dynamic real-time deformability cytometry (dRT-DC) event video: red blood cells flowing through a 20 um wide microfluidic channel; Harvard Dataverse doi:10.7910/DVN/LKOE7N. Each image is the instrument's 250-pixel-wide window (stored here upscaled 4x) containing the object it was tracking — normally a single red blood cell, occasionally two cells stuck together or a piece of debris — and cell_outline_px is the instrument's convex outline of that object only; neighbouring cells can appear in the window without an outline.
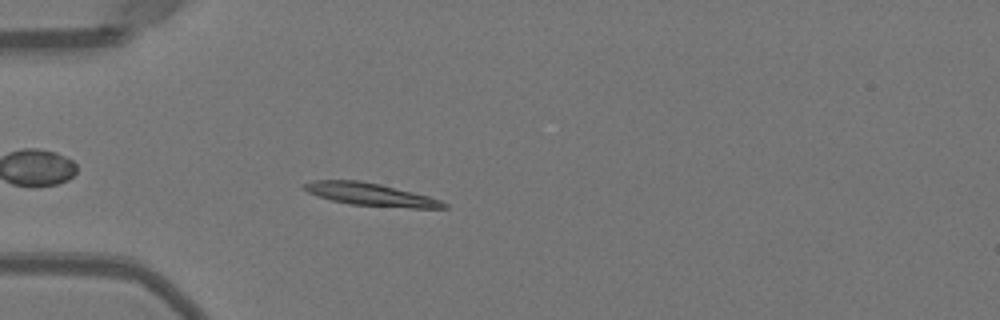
{"species": "Egyptian fruit bat (a non-hibernating species)", "species_latin": "Rousettus aegyptiacus", "temperature_condition": "warm", "stored_images_in_passage": 42, "camera_frame_rate_fps": 3000, "um_per_image_px": 0.085, "animal": {"sex": "female"}, "frame": {"image": 1, "passage_image": 6, "time_ms": 1.667, "image_size_px": [1000, 320], "cell_outline_px": [[448, 208], [412, 208], [348, 204], [332, 200], [308, 192], [300, 188], [300, 184], [312, 180], [360, 180], [380, 184], [428, 196], [440, 200], [448, 204]], "centroid_in_image_um": [31.44, 16.52], "position_along_channel_um": 53.6, "area_um2": 18.44}}
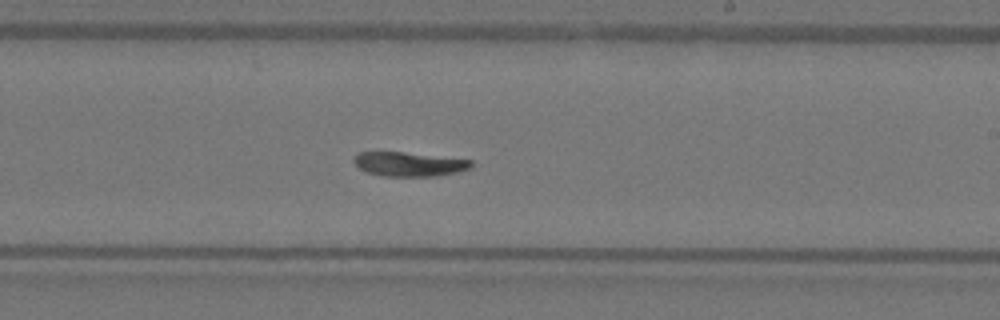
{"frame": {"image": 2, "passage_image": 22, "time_ms": 7.0, "image_size_px": [1000, 320], "cell_outline_px": [[472, 168], [456, 172], [436, 176], [384, 176], [368, 172], [360, 168], [352, 160], [356, 152], [404, 152], [472, 160]], "centroid_in_image_um": [34.77, 13.94], "position_along_channel_um": 254.2, "area_um2": 16.47}}
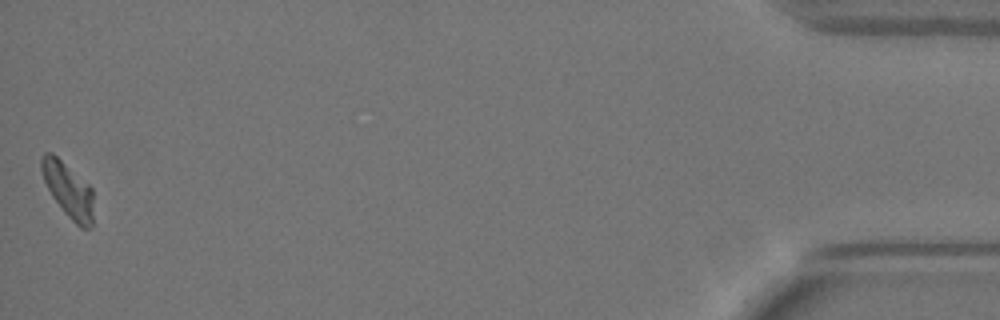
{"frame": {"image": 3, "passage_image": 42, "time_ms": 13.667, "image_size_px": [1000, 320], "cell_outline_px": [[92, 228], [80, 228], [64, 212], [52, 196], [44, 180], [40, 168], [40, 156], [44, 152], [52, 152], [88, 184], [92, 188]], "centroid_in_image_um": [5.77, 16.12], "position_along_channel_um": 429.4, "area_um2": 16.47}, "authors_computed_cell_mechanics": {"area_um2": 17.4556, "velocity_mm_per_s": 3.976, "shape_relaxation_time_tau1_ms": 6.2692, "shape_relaxation_time_tau2_ms": null, "deformation_change_tau1": 0.2071, "deformation_change_tau2": null}}